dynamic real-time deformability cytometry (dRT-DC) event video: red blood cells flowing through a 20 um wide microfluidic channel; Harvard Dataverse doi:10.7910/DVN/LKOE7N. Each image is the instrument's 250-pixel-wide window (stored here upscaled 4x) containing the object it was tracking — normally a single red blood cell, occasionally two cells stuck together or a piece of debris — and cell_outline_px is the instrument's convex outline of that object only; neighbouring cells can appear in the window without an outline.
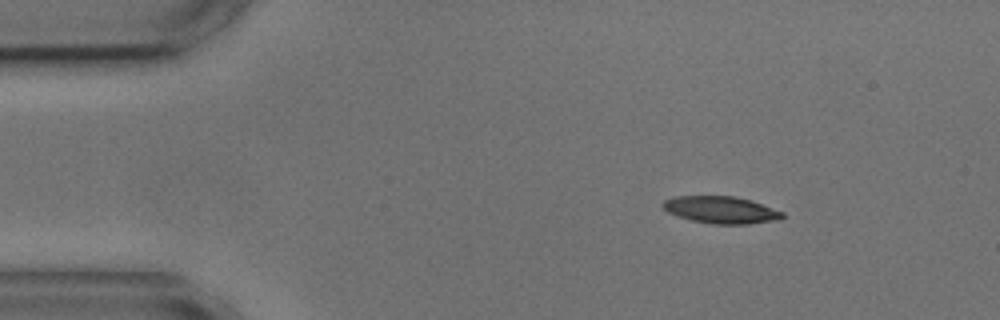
{"species": "common noctule bat (a hibernating species)", "species_latin": "Nyctalus noctula", "temperature_condition": "cold", "stored_images_in_passage": 3, "camera_frame_rate_fps": 3000, "um_per_image_px": 0.085, "animal": {"sex": "male", "body_mass_g": 17.9, "forearm_length_mm": 54.2}, "frame": {"image": 1, "passage_image": 1, "time_ms": 0.0, "image_size_px": [1000, 320], "cell_outline_px": [[784, 216], [780, 220], [748, 224], [712, 224], [692, 220], [676, 216], [668, 212], [660, 204], [664, 200], [676, 196], [732, 196], [752, 200], [784, 212]], "centroid_in_image_um": [61.3, 17.84], "position_along_channel_um": 23.7, "area_um2": 19.02}}